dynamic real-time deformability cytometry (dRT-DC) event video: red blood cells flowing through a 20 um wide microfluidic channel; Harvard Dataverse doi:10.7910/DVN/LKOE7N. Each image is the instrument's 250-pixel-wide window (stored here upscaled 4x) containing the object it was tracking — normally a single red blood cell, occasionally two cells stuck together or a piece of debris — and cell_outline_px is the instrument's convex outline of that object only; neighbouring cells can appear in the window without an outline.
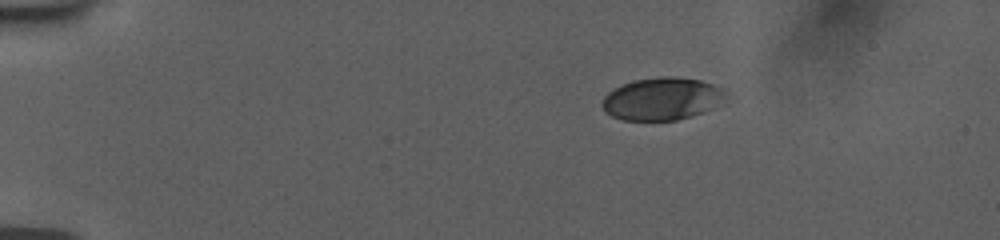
{"species": "human", "species_latin": "Homo sapiens", "temperature_condition": "room temperature", "stored_images_in_passage": 46, "camera_frame_rate_fps": 3000, "um_per_image_px": 0.085, "donor": {"sex": "female"}, "frame": {"image": 1, "passage_image": 1, "time_ms": 0.0, "image_size_px": [1000, 240], "cell_outline_px": [[724, 100], [712, 108], [704, 112], [692, 116], [676, 120], [624, 120], [612, 116], [604, 112], [600, 104], [604, 96], [608, 92], [624, 84], [636, 80], [660, 76], [676, 76], [700, 80], [712, 84], [720, 88], [724, 92]], "centroid_in_image_um": [56.24, 8.4], "position_along_channel_um": 28.8, "area_um2": 30.52}}
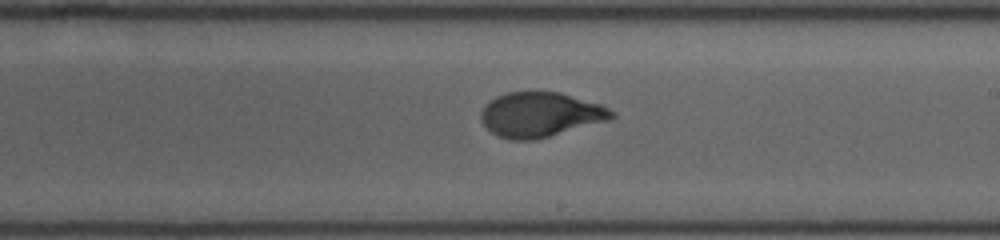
{"frame": {"image": 2, "passage_image": 25, "time_ms": 8.0, "image_size_px": [1000, 240], "cell_outline_px": [[616, 116], [612, 120], [536, 140], [512, 140], [496, 136], [480, 120], [480, 112], [484, 104], [496, 96], [508, 92], [560, 92], [600, 104], [616, 112]], "centroid_in_image_um": [45.95, 9.75], "position_along_channel_um": 243.1, "area_um2": 34.51}}
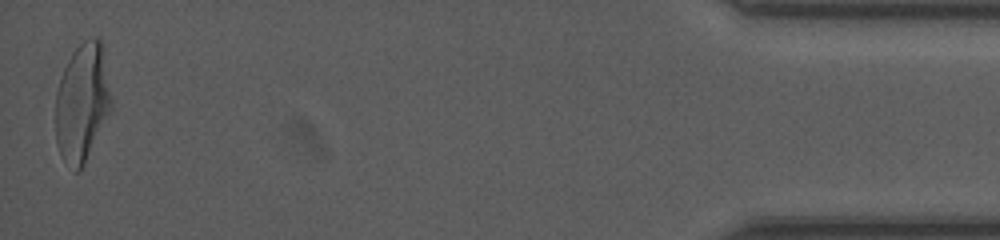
{"frame": {"image": 3, "passage_image": 46, "time_ms": 15.0, "image_size_px": [1000, 240], "cell_outline_px": [[112, 108], [84, 164], [76, 172], [60, 156], [56, 144], [56, 92], [64, 68], [72, 52], [84, 40], [92, 36], [96, 36], [100, 40], [104, 48], [112, 100]], "centroid_in_image_um": [7.0, 8.68], "position_along_channel_um": 428.2, "area_um2": 38.55}, "authors_computed_cell_mechanics": {"area_um2": 34.1598, "velocity_mm_per_s": 3.7762, "shape_relaxation_time_tau1_ms": 5.1035, "shape_relaxation_time_tau2_ms": null, "deformation_change_tau1": 0.2019, "deformation_change_tau2": null}}